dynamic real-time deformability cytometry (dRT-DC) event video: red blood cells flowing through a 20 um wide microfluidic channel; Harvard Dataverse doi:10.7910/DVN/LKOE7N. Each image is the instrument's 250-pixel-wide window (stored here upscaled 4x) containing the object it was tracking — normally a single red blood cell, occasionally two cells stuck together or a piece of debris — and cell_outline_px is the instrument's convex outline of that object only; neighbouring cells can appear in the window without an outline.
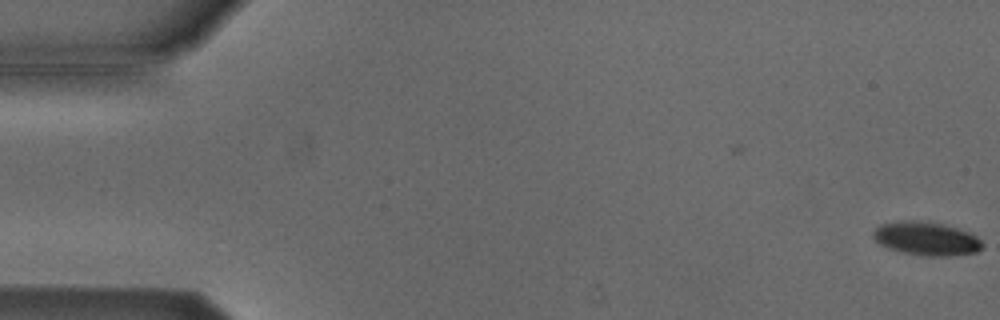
{"species": "Egyptian fruit bat (a non-hibernating species)", "species_latin": "Rousettus aegyptiacus", "temperature_condition": "cold", "stored_images_in_passage": 5, "camera_frame_rate_fps": 3000, "um_per_image_px": 0.085, "animal": {"sex": "male"}, "frame": {"image": 1, "passage_image": 5, "time_ms": 1.333, "image_size_px": [1000, 320], "cell_outline_px": [[984, 244], [976, 252], [952, 256], [924, 256], [904, 252], [888, 248], [880, 244], [872, 236], [872, 232], [880, 224], [904, 220], [924, 220], [944, 224], [968, 232], [976, 236]], "centroid_in_image_um": [78.73, 20.27], "position_along_channel_um": 6.3, "area_um2": 21.39}}